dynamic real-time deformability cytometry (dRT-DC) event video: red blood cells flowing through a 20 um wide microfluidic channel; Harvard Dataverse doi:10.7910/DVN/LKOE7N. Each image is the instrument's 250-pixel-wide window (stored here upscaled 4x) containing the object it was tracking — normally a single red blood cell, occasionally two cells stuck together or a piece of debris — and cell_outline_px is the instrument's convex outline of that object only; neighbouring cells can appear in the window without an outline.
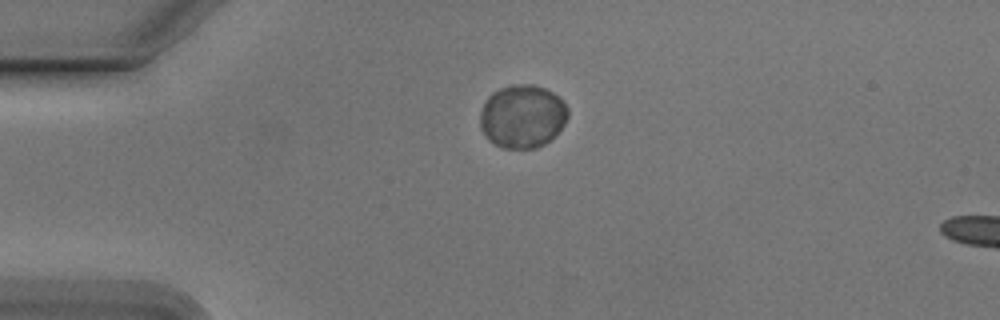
{"species": "Egyptian fruit bat (a non-hibernating species)", "species_latin": "Rousettus aegyptiacus", "temperature_condition": "cold", "stored_images_in_passage": 5, "camera_frame_rate_fps": 3000, "um_per_image_px": 0.085, "animal": {"sex": "male"}, "frame": {"image": 1, "passage_image": 1, "time_ms": 0.0, "image_size_px": [1000, 320], "cell_outline_px": [[568, 116], [564, 124], [544, 144], [536, 148], [504, 148], [488, 140], [480, 128], [480, 112], [484, 100], [492, 92], [500, 88], [512, 84], [532, 84], [544, 88], [560, 96], [568, 108]], "centroid_in_image_um": [44.38, 9.86], "position_along_channel_um": 40.6, "area_um2": 32.48}}